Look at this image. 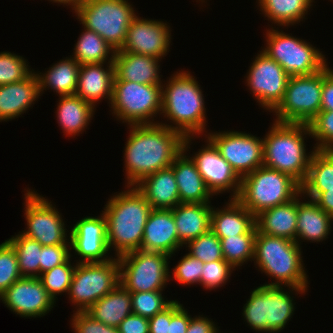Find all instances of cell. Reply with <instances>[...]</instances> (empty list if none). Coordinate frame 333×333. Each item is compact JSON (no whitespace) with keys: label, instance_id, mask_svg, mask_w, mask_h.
<instances>
[{"label":"cell","instance_id":"cell-1","mask_svg":"<svg viewBox=\"0 0 333 333\" xmlns=\"http://www.w3.org/2000/svg\"><path fill=\"white\" fill-rule=\"evenodd\" d=\"M129 127L124 150L127 186H135L144 177L170 167L184 151L185 136L159 122Z\"/></svg>","mask_w":333,"mask_h":333},{"label":"cell","instance_id":"cell-2","mask_svg":"<svg viewBox=\"0 0 333 333\" xmlns=\"http://www.w3.org/2000/svg\"><path fill=\"white\" fill-rule=\"evenodd\" d=\"M127 187L128 190L112 196L102 211L106 218L108 248L116 249L115 257L141 250L145 224L152 210L135 186Z\"/></svg>","mask_w":333,"mask_h":333},{"label":"cell","instance_id":"cell-3","mask_svg":"<svg viewBox=\"0 0 333 333\" xmlns=\"http://www.w3.org/2000/svg\"><path fill=\"white\" fill-rule=\"evenodd\" d=\"M165 85L162 84L161 113L175 126L159 124L176 130L185 137L206 132L204 98L195 77L189 72L179 71Z\"/></svg>","mask_w":333,"mask_h":333},{"label":"cell","instance_id":"cell-4","mask_svg":"<svg viewBox=\"0 0 333 333\" xmlns=\"http://www.w3.org/2000/svg\"><path fill=\"white\" fill-rule=\"evenodd\" d=\"M300 245L282 237H274L257 230L254 248V263L276 282L266 286H287L297 293L308 288L307 273L302 263Z\"/></svg>","mask_w":333,"mask_h":333},{"label":"cell","instance_id":"cell-5","mask_svg":"<svg viewBox=\"0 0 333 333\" xmlns=\"http://www.w3.org/2000/svg\"><path fill=\"white\" fill-rule=\"evenodd\" d=\"M263 139V165L290 175L300 185L307 177L313 151L308 156L304 135L310 134L308 124L273 123Z\"/></svg>","mask_w":333,"mask_h":333},{"label":"cell","instance_id":"cell-6","mask_svg":"<svg viewBox=\"0 0 333 333\" xmlns=\"http://www.w3.org/2000/svg\"><path fill=\"white\" fill-rule=\"evenodd\" d=\"M301 192V185L290 175L261 166L241 178L236 198L254 216L261 211L284 204Z\"/></svg>","mask_w":333,"mask_h":333},{"label":"cell","instance_id":"cell-7","mask_svg":"<svg viewBox=\"0 0 333 333\" xmlns=\"http://www.w3.org/2000/svg\"><path fill=\"white\" fill-rule=\"evenodd\" d=\"M74 12L80 24L100 35L115 51L123 47L136 16L128 0H85Z\"/></svg>","mask_w":333,"mask_h":333},{"label":"cell","instance_id":"cell-8","mask_svg":"<svg viewBox=\"0 0 333 333\" xmlns=\"http://www.w3.org/2000/svg\"><path fill=\"white\" fill-rule=\"evenodd\" d=\"M331 71L327 65L311 75L291 76L282 102L273 111L275 122L309 124L321 111L323 79Z\"/></svg>","mask_w":333,"mask_h":333},{"label":"cell","instance_id":"cell-9","mask_svg":"<svg viewBox=\"0 0 333 333\" xmlns=\"http://www.w3.org/2000/svg\"><path fill=\"white\" fill-rule=\"evenodd\" d=\"M111 110L129 125L157 124L161 114L162 85H147L114 79ZM153 117V118H152ZM152 120H149L151 119Z\"/></svg>","mask_w":333,"mask_h":333},{"label":"cell","instance_id":"cell-10","mask_svg":"<svg viewBox=\"0 0 333 333\" xmlns=\"http://www.w3.org/2000/svg\"><path fill=\"white\" fill-rule=\"evenodd\" d=\"M294 308L292 296L282 286L261 285L251 292L242 314L254 331L277 333L292 318Z\"/></svg>","mask_w":333,"mask_h":333},{"label":"cell","instance_id":"cell-11","mask_svg":"<svg viewBox=\"0 0 333 333\" xmlns=\"http://www.w3.org/2000/svg\"><path fill=\"white\" fill-rule=\"evenodd\" d=\"M266 48L262 50L291 76L311 75L327 66L325 56L310 43L273 27L266 32Z\"/></svg>","mask_w":333,"mask_h":333},{"label":"cell","instance_id":"cell-12","mask_svg":"<svg viewBox=\"0 0 333 333\" xmlns=\"http://www.w3.org/2000/svg\"><path fill=\"white\" fill-rule=\"evenodd\" d=\"M120 284L118 257L105 262L79 263L77 260L68 292L77 312H85Z\"/></svg>","mask_w":333,"mask_h":333},{"label":"cell","instance_id":"cell-13","mask_svg":"<svg viewBox=\"0 0 333 333\" xmlns=\"http://www.w3.org/2000/svg\"><path fill=\"white\" fill-rule=\"evenodd\" d=\"M170 257L140 249L118 256L120 284L129 292L163 290L170 281Z\"/></svg>","mask_w":333,"mask_h":333},{"label":"cell","instance_id":"cell-14","mask_svg":"<svg viewBox=\"0 0 333 333\" xmlns=\"http://www.w3.org/2000/svg\"><path fill=\"white\" fill-rule=\"evenodd\" d=\"M30 190L24 194L27 230L21 234L38 241L42 246L71 245L67 244L70 243L66 241L67 229L58 210L43 196Z\"/></svg>","mask_w":333,"mask_h":333},{"label":"cell","instance_id":"cell-15","mask_svg":"<svg viewBox=\"0 0 333 333\" xmlns=\"http://www.w3.org/2000/svg\"><path fill=\"white\" fill-rule=\"evenodd\" d=\"M206 136L240 178L263 166V138L239 131L214 132Z\"/></svg>","mask_w":333,"mask_h":333},{"label":"cell","instance_id":"cell-16","mask_svg":"<svg viewBox=\"0 0 333 333\" xmlns=\"http://www.w3.org/2000/svg\"><path fill=\"white\" fill-rule=\"evenodd\" d=\"M247 75L246 84L259 105L273 112L284 98L290 76L262 51L257 54Z\"/></svg>","mask_w":333,"mask_h":333},{"label":"cell","instance_id":"cell-17","mask_svg":"<svg viewBox=\"0 0 333 333\" xmlns=\"http://www.w3.org/2000/svg\"><path fill=\"white\" fill-rule=\"evenodd\" d=\"M167 25L154 19H141L136 15L127 29L125 43L118 51L142 54L161 60L169 52L171 43V30Z\"/></svg>","mask_w":333,"mask_h":333},{"label":"cell","instance_id":"cell-18","mask_svg":"<svg viewBox=\"0 0 333 333\" xmlns=\"http://www.w3.org/2000/svg\"><path fill=\"white\" fill-rule=\"evenodd\" d=\"M1 300L21 317H42L55 305L39 277L18 279L1 295Z\"/></svg>","mask_w":333,"mask_h":333},{"label":"cell","instance_id":"cell-19","mask_svg":"<svg viewBox=\"0 0 333 333\" xmlns=\"http://www.w3.org/2000/svg\"><path fill=\"white\" fill-rule=\"evenodd\" d=\"M206 143L207 146L199 149L191 159L195 162L207 188L213 195L231 190L233 191L231 198H237L240 193L241 178L208 138Z\"/></svg>","mask_w":333,"mask_h":333},{"label":"cell","instance_id":"cell-20","mask_svg":"<svg viewBox=\"0 0 333 333\" xmlns=\"http://www.w3.org/2000/svg\"><path fill=\"white\" fill-rule=\"evenodd\" d=\"M69 239L71 248L81 258L79 263L105 262L112 259L106 256L109 248L104 213L99 217L87 216L78 221L71 229Z\"/></svg>","mask_w":333,"mask_h":333},{"label":"cell","instance_id":"cell-21","mask_svg":"<svg viewBox=\"0 0 333 333\" xmlns=\"http://www.w3.org/2000/svg\"><path fill=\"white\" fill-rule=\"evenodd\" d=\"M180 246L172 209H152L145 224L141 250L172 256Z\"/></svg>","mask_w":333,"mask_h":333},{"label":"cell","instance_id":"cell-22","mask_svg":"<svg viewBox=\"0 0 333 333\" xmlns=\"http://www.w3.org/2000/svg\"><path fill=\"white\" fill-rule=\"evenodd\" d=\"M191 139L193 136L185 137L184 151L171 165L178 186L180 203H211L209 198L213 194L207 188L195 162L184 154L189 151Z\"/></svg>","mask_w":333,"mask_h":333},{"label":"cell","instance_id":"cell-23","mask_svg":"<svg viewBox=\"0 0 333 333\" xmlns=\"http://www.w3.org/2000/svg\"><path fill=\"white\" fill-rule=\"evenodd\" d=\"M108 60L106 69L103 66L105 63H93L81 65L79 70L75 94L93 107L103 97L109 100V105L112 99L115 79L114 56H110Z\"/></svg>","mask_w":333,"mask_h":333},{"label":"cell","instance_id":"cell-24","mask_svg":"<svg viewBox=\"0 0 333 333\" xmlns=\"http://www.w3.org/2000/svg\"><path fill=\"white\" fill-rule=\"evenodd\" d=\"M159 59L142 54L115 51V79L147 85H162Z\"/></svg>","mask_w":333,"mask_h":333},{"label":"cell","instance_id":"cell-25","mask_svg":"<svg viewBox=\"0 0 333 333\" xmlns=\"http://www.w3.org/2000/svg\"><path fill=\"white\" fill-rule=\"evenodd\" d=\"M39 96L36 72L22 81L0 85V122L17 118L28 110Z\"/></svg>","mask_w":333,"mask_h":333},{"label":"cell","instance_id":"cell-26","mask_svg":"<svg viewBox=\"0 0 333 333\" xmlns=\"http://www.w3.org/2000/svg\"><path fill=\"white\" fill-rule=\"evenodd\" d=\"M275 207L261 211L255 216V225L260 233L296 241L298 197Z\"/></svg>","mask_w":333,"mask_h":333},{"label":"cell","instance_id":"cell-27","mask_svg":"<svg viewBox=\"0 0 333 333\" xmlns=\"http://www.w3.org/2000/svg\"><path fill=\"white\" fill-rule=\"evenodd\" d=\"M135 187L152 209H173L180 204L177 182L170 166L144 177Z\"/></svg>","mask_w":333,"mask_h":333},{"label":"cell","instance_id":"cell-28","mask_svg":"<svg viewBox=\"0 0 333 333\" xmlns=\"http://www.w3.org/2000/svg\"><path fill=\"white\" fill-rule=\"evenodd\" d=\"M228 201L225 208L212 207L210 229L219 238L246 234L255 226V216L248 209L236 198Z\"/></svg>","mask_w":333,"mask_h":333},{"label":"cell","instance_id":"cell-29","mask_svg":"<svg viewBox=\"0 0 333 333\" xmlns=\"http://www.w3.org/2000/svg\"><path fill=\"white\" fill-rule=\"evenodd\" d=\"M210 203H180L172 209L180 244L210 230L212 207Z\"/></svg>","mask_w":333,"mask_h":333},{"label":"cell","instance_id":"cell-30","mask_svg":"<svg viewBox=\"0 0 333 333\" xmlns=\"http://www.w3.org/2000/svg\"><path fill=\"white\" fill-rule=\"evenodd\" d=\"M332 221L333 218L322 210L314 200L301 202L298 198L295 242L300 245V238L311 242L323 241L328 238Z\"/></svg>","mask_w":333,"mask_h":333},{"label":"cell","instance_id":"cell-31","mask_svg":"<svg viewBox=\"0 0 333 333\" xmlns=\"http://www.w3.org/2000/svg\"><path fill=\"white\" fill-rule=\"evenodd\" d=\"M85 312L96 321L108 326L118 327L132 313L130 292L119 284Z\"/></svg>","mask_w":333,"mask_h":333},{"label":"cell","instance_id":"cell-32","mask_svg":"<svg viewBox=\"0 0 333 333\" xmlns=\"http://www.w3.org/2000/svg\"><path fill=\"white\" fill-rule=\"evenodd\" d=\"M57 108V119L66 135H79L92 119L94 108L81 97L74 95L60 96Z\"/></svg>","mask_w":333,"mask_h":333},{"label":"cell","instance_id":"cell-33","mask_svg":"<svg viewBox=\"0 0 333 333\" xmlns=\"http://www.w3.org/2000/svg\"><path fill=\"white\" fill-rule=\"evenodd\" d=\"M81 65L73 58L60 60L49 68L43 75L36 73L39 84V92L51 88L60 96L74 95L77 88L79 70Z\"/></svg>","mask_w":333,"mask_h":333},{"label":"cell","instance_id":"cell-34","mask_svg":"<svg viewBox=\"0 0 333 333\" xmlns=\"http://www.w3.org/2000/svg\"><path fill=\"white\" fill-rule=\"evenodd\" d=\"M326 188H333V150H315L301 192L315 200Z\"/></svg>","mask_w":333,"mask_h":333},{"label":"cell","instance_id":"cell-35","mask_svg":"<svg viewBox=\"0 0 333 333\" xmlns=\"http://www.w3.org/2000/svg\"><path fill=\"white\" fill-rule=\"evenodd\" d=\"M260 11L272 24L289 26L300 23L308 13L313 0H257Z\"/></svg>","mask_w":333,"mask_h":333},{"label":"cell","instance_id":"cell-36","mask_svg":"<svg viewBox=\"0 0 333 333\" xmlns=\"http://www.w3.org/2000/svg\"><path fill=\"white\" fill-rule=\"evenodd\" d=\"M74 50L72 56L80 65L106 63L110 55H115V50L100 35L85 27Z\"/></svg>","mask_w":333,"mask_h":333},{"label":"cell","instance_id":"cell-37","mask_svg":"<svg viewBox=\"0 0 333 333\" xmlns=\"http://www.w3.org/2000/svg\"><path fill=\"white\" fill-rule=\"evenodd\" d=\"M7 241L13 246L22 277H39L42 245L21 233L13 236Z\"/></svg>","mask_w":333,"mask_h":333},{"label":"cell","instance_id":"cell-38","mask_svg":"<svg viewBox=\"0 0 333 333\" xmlns=\"http://www.w3.org/2000/svg\"><path fill=\"white\" fill-rule=\"evenodd\" d=\"M256 225L246 234L219 238L224 260L234 268L254 259Z\"/></svg>","mask_w":333,"mask_h":333},{"label":"cell","instance_id":"cell-39","mask_svg":"<svg viewBox=\"0 0 333 333\" xmlns=\"http://www.w3.org/2000/svg\"><path fill=\"white\" fill-rule=\"evenodd\" d=\"M76 265H71L70 259L40 274L39 279L48 295L55 301L60 293L69 292L72 276Z\"/></svg>","mask_w":333,"mask_h":333},{"label":"cell","instance_id":"cell-40","mask_svg":"<svg viewBox=\"0 0 333 333\" xmlns=\"http://www.w3.org/2000/svg\"><path fill=\"white\" fill-rule=\"evenodd\" d=\"M161 291L130 292L132 313L149 319L167 308L173 300H165Z\"/></svg>","mask_w":333,"mask_h":333},{"label":"cell","instance_id":"cell-41","mask_svg":"<svg viewBox=\"0 0 333 333\" xmlns=\"http://www.w3.org/2000/svg\"><path fill=\"white\" fill-rule=\"evenodd\" d=\"M187 244L190 250L188 254L203 263L224 260L220 239L211 229Z\"/></svg>","mask_w":333,"mask_h":333},{"label":"cell","instance_id":"cell-42","mask_svg":"<svg viewBox=\"0 0 333 333\" xmlns=\"http://www.w3.org/2000/svg\"><path fill=\"white\" fill-rule=\"evenodd\" d=\"M26 60L11 52H0V85L22 81L28 78L32 71Z\"/></svg>","mask_w":333,"mask_h":333},{"label":"cell","instance_id":"cell-43","mask_svg":"<svg viewBox=\"0 0 333 333\" xmlns=\"http://www.w3.org/2000/svg\"><path fill=\"white\" fill-rule=\"evenodd\" d=\"M22 278L13 246L5 240L0 244V294Z\"/></svg>","mask_w":333,"mask_h":333},{"label":"cell","instance_id":"cell-44","mask_svg":"<svg viewBox=\"0 0 333 333\" xmlns=\"http://www.w3.org/2000/svg\"><path fill=\"white\" fill-rule=\"evenodd\" d=\"M308 126L311 137L318 141L313 149L333 150V111H320Z\"/></svg>","mask_w":333,"mask_h":333},{"label":"cell","instance_id":"cell-45","mask_svg":"<svg viewBox=\"0 0 333 333\" xmlns=\"http://www.w3.org/2000/svg\"><path fill=\"white\" fill-rule=\"evenodd\" d=\"M200 284L206 289L222 287L228 281L232 271L235 269L225 260L205 262L203 265ZM232 270V271H231Z\"/></svg>","mask_w":333,"mask_h":333},{"label":"cell","instance_id":"cell-46","mask_svg":"<svg viewBox=\"0 0 333 333\" xmlns=\"http://www.w3.org/2000/svg\"><path fill=\"white\" fill-rule=\"evenodd\" d=\"M204 263L197 258L186 254L174 267L173 278L179 284L190 285L197 283L200 285L201 274Z\"/></svg>","mask_w":333,"mask_h":333},{"label":"cell","instance_id":"cell-47","mask_svg":"<svg viewBox=\"0 0 333 333\" xmlns=\"http://www.w3.org/2000/svg\"><path fill=\"white\" fill-rule=\"evenodd\" d=\"M69 245H47L42 246L41 258L39 260L40 274L53 267L67 262L70 257Z\"/></svg>","mask_w":333,"mask_h":333},{"label":"cell","instance_id":"cell-48","mask_svg":"<svg viewBox=\"0 0 333 333\" xmlns=\"http://www.w3.org/2000/svg\"><path fill=\"white\" fill-rule=\"evenodd\" d=\"M71 322L75 333H119L117 327L96 321L86 312L75 311Z\"/></svg>","mask_w":333,"mask_h":333},{"label":"cell","instance_id":"cell-49","mask_svg":"<svg viewBox=\"0 0 333 333\" xmlns=\"http://www.w3.org/2000/svg\"><path fill=\"white\" fill-rule=\"evenodd\" d=\"M191 316L177 300L170 304L169 333H186Z\"/></svg>","mask_w":333,"mask_h":333},{"label":"cell","instance_id":"cell-50","mask_svg":"<svg viewBox=\"0 0 333 333\" xmlns=\"http://www.w3.org/2000/svg\"><path fill=\"white\" fill-rule=\"evenodd\" d=\"M119 333H149L148 318L131 313L119 325Z\"/></svg>","mask_w":333,"mask_h":333},{"label":"cell","instance_id":"cell-51","mask_svg":"<svg viewBox=\"0 0 333 333\" xmlns=\"http://www.w3.org/2000/svg\"><path fill=\"white\" fill-rule=\"evenodd\" d=\"M148 320L149 333H169L170 305Z\"/></svg>","mask_w":333,"mask_h":333},{"label":"cell","instance_id":"cell-52","mask_svg":"<svg viewBox=\"0 0 333 333\" xmlns=\"http://www.w3.org/2000/svg\"><path fill=\"white\" fill-rule=\"evenodd\" d=\"M219 329L216 328L214 322L207 317H191L190 323L186 333H218Z\"/></svg>","mask_w":333,"mask_h":333},{"label":"cell","instance_id":"cell-53","mask_svg":"<svg viewBox=\"0 0 333 333\" xmlns=\"http://www.w3.org/2000/svg\"><path fill=\"white\" fill-rule=\"evenodd\" d=\"M321 111H333V70L323 79Z\"/></svg>","mask_w":333,"mask_h":333},{"label":"cell","instance_id":"cell-54","mask_svg":"<svg viewBox=\"0 0 333 333\" xmlns=\"http://www.w3.org/2000/svg\"><path fill=\"white\" fill-rule=\"evenodd\" d=\"M314 201L333 218V188H326Z\"/></svg>","mask_w":333,"mask_h":333},{"label":"cell","instance_id":"cell-55","mask_svg":"<svg viewBox=\"0 0 333 333\" xmlns=\"http://www.w3.org/2000/svg\"><path fill=\"white\" fill-rule=\"evenodd\" d=\"M50 1L59 4H64L66 6L70 5L72 7V10L75 11L85 0H50Z\"/></svg>","mask_w":333,"mask_h":333}]
</instances>
